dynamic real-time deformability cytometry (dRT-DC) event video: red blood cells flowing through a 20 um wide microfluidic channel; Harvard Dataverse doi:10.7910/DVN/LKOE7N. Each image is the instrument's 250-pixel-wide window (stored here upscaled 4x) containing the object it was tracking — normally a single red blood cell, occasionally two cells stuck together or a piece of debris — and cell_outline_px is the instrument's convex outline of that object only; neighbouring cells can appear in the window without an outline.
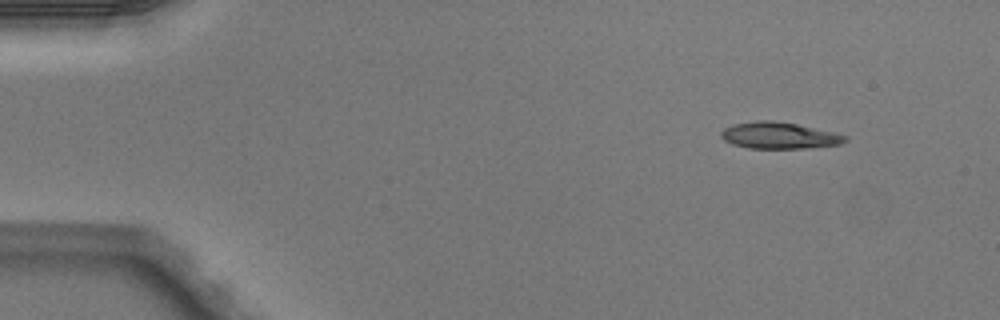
{"species": "Egyptian fruit bat (a non-hibernating species)", "species_latin": "Rousettus aegyptiacus", "temperature_condition": "warm", "stored_images_in_passage": 5, "camera_frame_rate_fps": 3000, "um_per_image_px": 0.085, "animal": {"sex": "male"}, "frame": {"image": 1, "passage_image": 1, "time_ms": 0.0, "image_size_px": [1000, 320], "cell_outline_px": [[848, 140], [840, 144], [804, 148], [748, 148], [732, 144], [724, 140], [720, 136], [720, 132], [724, 128], [732, 124], [760, 120], [772, 120], [796, 124], [832, 132], [848, 136]], "centroid_in_image_um": [66.19, 11.51], "position_along_channel_um": 18.8, "area_um2": 19.07}}
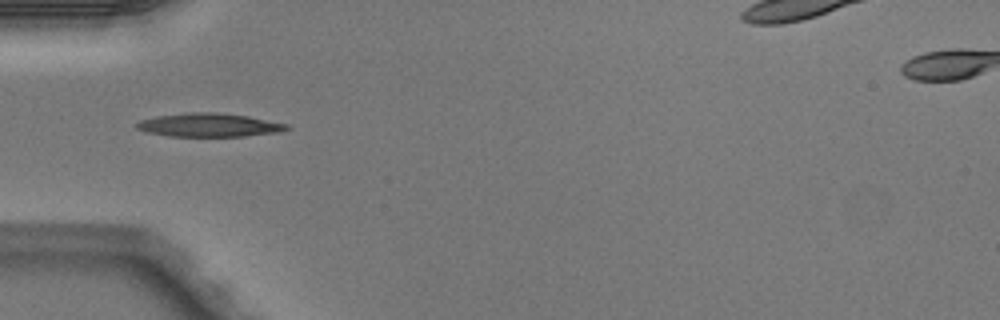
{"frame": {"image": 2, "passage_image": 4, "time_ms": 1.0, "image_size_px": [1000, 320], "cell_outline_px": [[292, 128], [280, 132], [244, 136], [168, 136], [148, 132], [136, 128], [136, 124], [140, 120], [156, 116], [192, 112], [216, 112], [248, 116], [288, 124]], "centroid_in_image_um": [17.81, 10.62], "position_along_channel_um": 67.2, "area_um2": 20.52}}
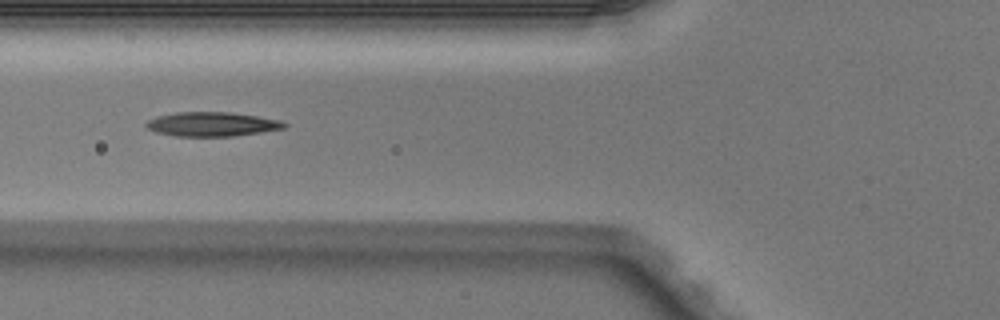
{"frame": {"image": 3, "passage_image": 5, "time_ms": 1.333, "image_size_px": [1000, 320], "cell_outline_px": [[288, 124], [284, 128], [260, 132], [232, 136], [176, 136], [156, 132], [148, 128], [144, 124], [148, 120], [156, 116], [176, 112], [232, 112], [280, 120]], "centroid_in_image_um": [17.99, 10.55], "position_along_channel_um": 107.8, "area_um2": 19.42}}